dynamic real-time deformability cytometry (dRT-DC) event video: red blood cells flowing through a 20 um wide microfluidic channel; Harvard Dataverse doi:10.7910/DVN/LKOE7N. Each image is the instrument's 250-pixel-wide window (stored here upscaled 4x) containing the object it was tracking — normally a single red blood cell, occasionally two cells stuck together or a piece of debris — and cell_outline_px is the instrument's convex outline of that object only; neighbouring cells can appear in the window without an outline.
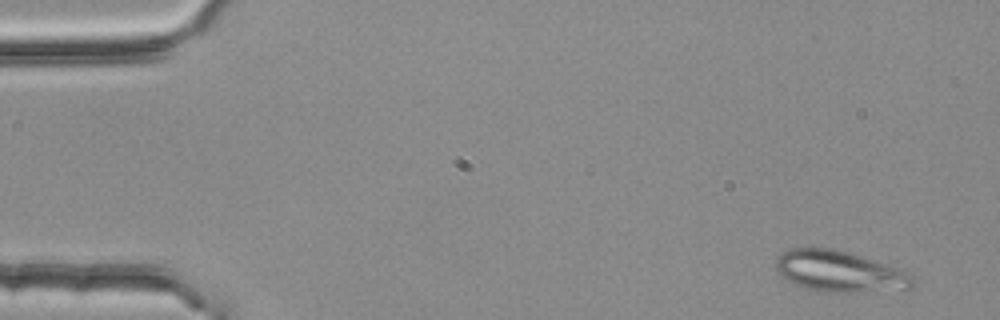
{"species": "common noctule bat (a hibernating species)", "species_latin": "Nyctalus noctula", "temperature_condition": "room temperature", "stored_images_in_passage": 4, "camera_frame_rate_fps": 3000, "um_per_image_px": 0.085, "animal": {"sex": "female", "body_mass_g": 25.1}, "frame": {"image": 1, "passage_image": 1, "time_ms": 0.0, "image_size_px": [1000, 320], "cell_outline_px": [[916, 288], [904, 292], [820, 292], [804, 288], [792, 284], [780, 276], [776, 268], [776, 256], [792, 248], [836, 248], [904, 268], [916, 280]], "centroid_in_image_um": [71.5, 23.1], "position_along_channel_um": 13.5, "area_um2": 34.33}}